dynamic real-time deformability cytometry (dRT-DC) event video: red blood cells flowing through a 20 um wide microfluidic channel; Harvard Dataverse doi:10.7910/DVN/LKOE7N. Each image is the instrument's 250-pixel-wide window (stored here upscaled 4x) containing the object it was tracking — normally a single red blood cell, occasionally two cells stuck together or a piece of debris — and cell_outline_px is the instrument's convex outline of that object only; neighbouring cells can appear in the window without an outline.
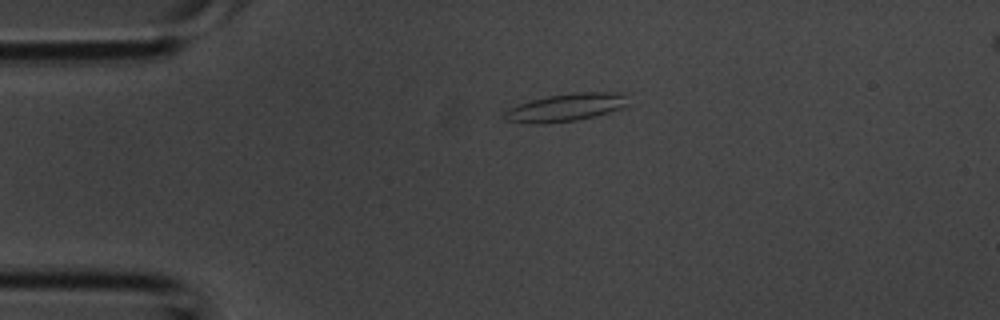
{"species": "common noctule bat (a hibernating species)", "species_latin": "Nyctalus noctula", "temperature_condition": "room temperature", "stored_images_in_passage": 2, "camera_frame_rate_fps": 3000, "um_per_image_px": 0.085, "animal": {"sex": "male", "body_mass_g": 20.1, "forearm_length_mm": 53.5}, "frame": {"image": 1, "passage_image": 1, "time_ms": 0.0, "image_size_px": [1000, 320], "cell_outline_px": [[628, 108], [576, 120], [536, 124], [524, 124], [504, 120], [504, 112], [508, 108], [532, 100], [548, 96], [572, 92], [624, 92], [628, 104]], "centroid_in_image_um": [48.13, 9.13], "position_along_channel_um": 36.9, "area_um2": 20.23}}